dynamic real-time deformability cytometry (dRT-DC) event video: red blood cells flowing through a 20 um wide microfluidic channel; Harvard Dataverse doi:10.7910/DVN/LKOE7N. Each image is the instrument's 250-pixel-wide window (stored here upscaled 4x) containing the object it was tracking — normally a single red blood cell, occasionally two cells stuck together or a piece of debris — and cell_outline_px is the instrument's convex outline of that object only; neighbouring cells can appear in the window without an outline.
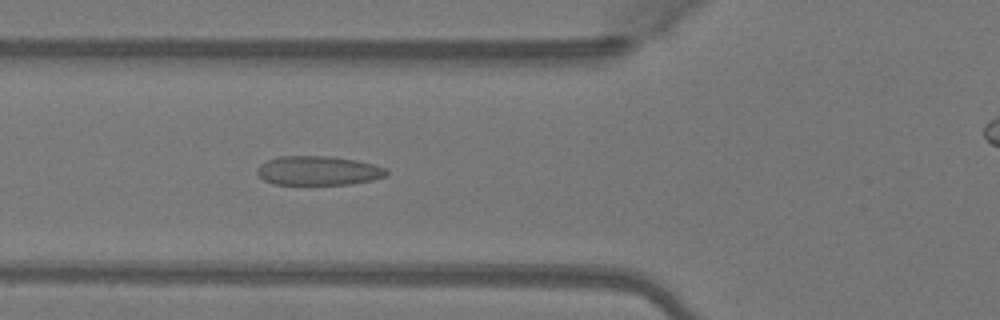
{"species": "Egyptian fruit bat (a non-hibernating species)", "species_latin": "Rousettus aegyptiacus", "temperature_condition": "warm", "stored_images_in_passage": 35, "camera_frame_rate_fps": 3000, "um_per_image_px": 0.085, "animal": {"sex": "female"}, "frame": {"image": 1, "passage_image": 9, "time_ms": 2.667, "image_size_px": [1000, 320], "cell_outline_px": [[388, 176], [372, 180], [348, 184], [272, 184], [264, 180], [256, 172], [256, 168], [260, 164], [276, 156], [332, 156], [356, 160], [388, 168]], "centroid_in_image_um": [27.06, 14.5], "position_along_channel_um": 98.7, "area_um2": 22.14}}
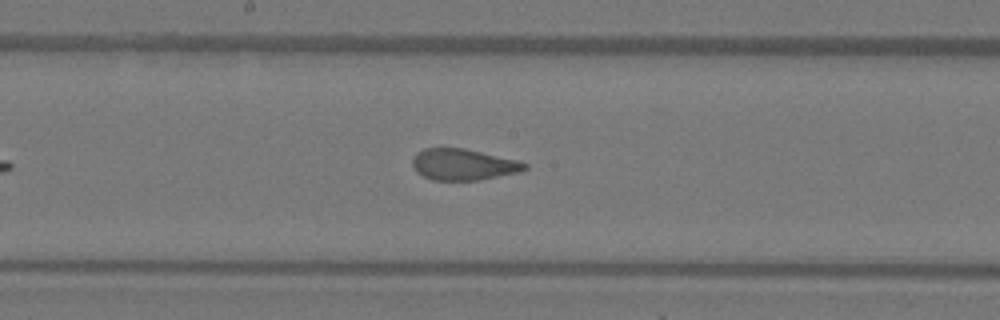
{"frame": {"image": 2, "passage_image": 17, "time_ms": 5.333, "image_size_px": [1000, 320], "cell_outline_px": [[528, 168], [520, 172], [476, 180], [432, 180], [416, 172], [412, 164], [412, 160], [416, 152], [424, 148], [464, 148], [516, 160], [528, 164]], "centroid_in_image_um": [39.35, 13.98], "position_along_channel_um": 208.8, "area_um2": 20.35}}
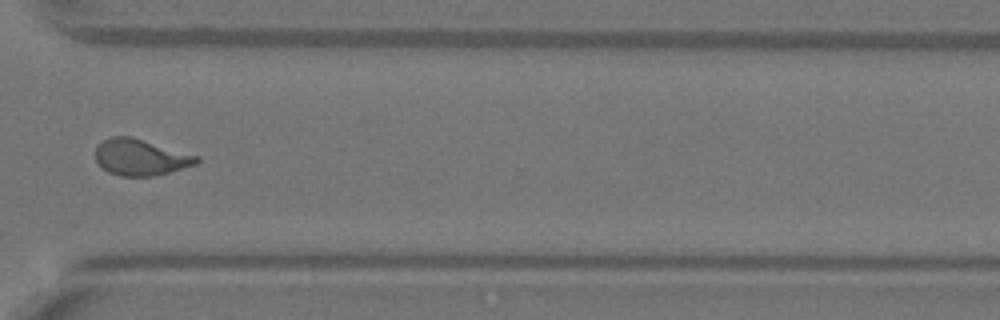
{"frame": {"image": 3, "passage_image": 28, "time_ms": 9.0, "image_size_px": [1000, 320], "cell_outline_px": [[200, 160], [196, 164], [168, 172], [152, 176], [120, 176], [108, 172], [96, 160], [96, 148], [108, 136], [132, 136], [200, 156]], "centroid_in_image_um": [11.96, 13.35], "position_along_channel_um": 358.6, "area_um2": 21.33}}